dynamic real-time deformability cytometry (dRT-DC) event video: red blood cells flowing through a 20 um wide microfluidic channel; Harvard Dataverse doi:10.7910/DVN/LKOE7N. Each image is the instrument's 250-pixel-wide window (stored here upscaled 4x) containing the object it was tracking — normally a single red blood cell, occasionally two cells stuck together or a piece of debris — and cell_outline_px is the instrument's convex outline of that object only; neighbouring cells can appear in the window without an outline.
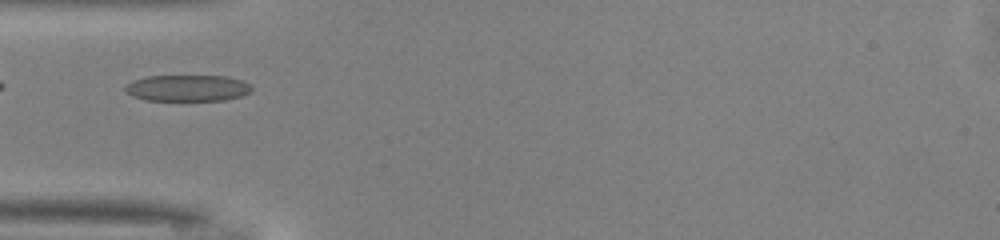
{"species": "common noctule bat (a hibernating species)", "species_latin": "Nyctalus noctula", "temperature_condition": "warm", "stored_images_in_passage": 24, "camera_frame_rate_fps": 3000, "um_per_image_px": 0.085, "animal": {"sex": "male", "body_mass_g": 13.0, "forearm_length_mm": 53.1}, "frame": {"image": 1, "passage_image": 1, "time_ms": 0.0, "image_size_px": [1000, 240], "cell_outline_px": [[252, 92], [240, 96], [224, 100], [144, 100], [132, 96], [124, 88], [132, 80], [148, 76], [224, 76], [240, 80], [252, 84]], "centroid_in_image_um": [15.95, 7.48], "position_along_channel_um": 69.0, "area_um2": 19.36}}
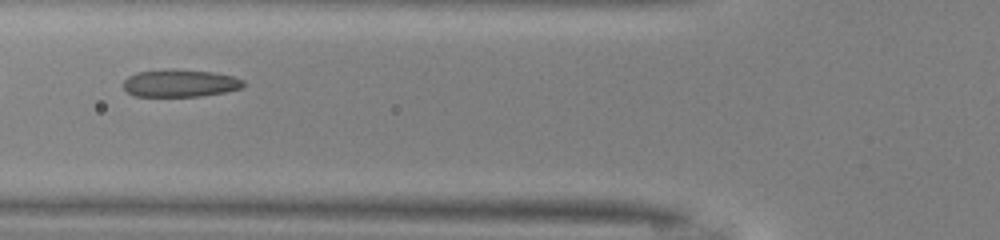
{"frame": {"image": 2, "passage_image": 4, "time_ms": 1.0, "image_size_px": [1000, 240], "cell_outline_px": [[244, 88], [224, 92], [200, 96], [136, 96], [128, 92], [124, 88], [124, 80], [128, 76], [136, 72], [168, 68], [212, 72], [232, 76], [244, 80]], "centroid_in_image_um": [15.3, 7.06], "position_along_channel_um": 110.5, "area_um2": 19.31}}